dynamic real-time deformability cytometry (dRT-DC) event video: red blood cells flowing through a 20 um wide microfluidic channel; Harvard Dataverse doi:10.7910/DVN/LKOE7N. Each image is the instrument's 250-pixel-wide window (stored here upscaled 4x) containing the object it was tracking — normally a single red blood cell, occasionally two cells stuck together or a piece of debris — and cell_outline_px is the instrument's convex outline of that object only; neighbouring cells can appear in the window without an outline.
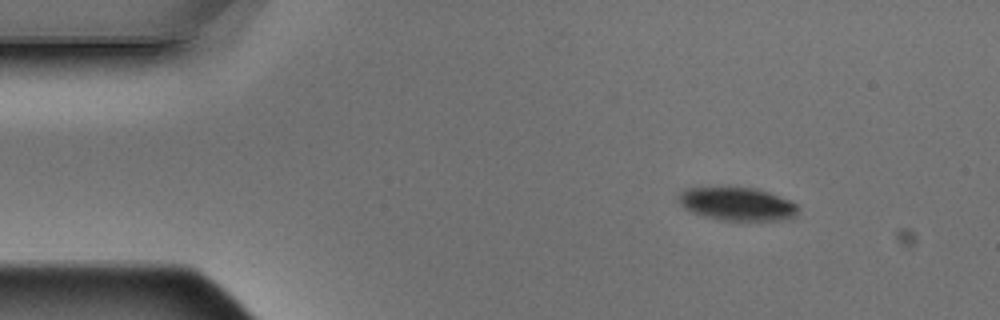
{"species": "Egyptian fruit bat (a non-hibernating species)", "species_latin": "Rousettus aegyptiacus", "temperature_condition": "warm", "stored_images_in_passage": 3, "camera_frame_rate_fps": 3000, "um_per_image_px": 0.085, "animal": {"sex": "male"}, "frame": {"image": 1, "passage_image": 1, "time_ms": 0.0, "image_size_px": [1000, 320], "cell_outline_px": [[800, 208], [796, 216], [780, 220], [720, 220], [704, 216], [692, 212], [684, 208], [676, 200], [676, 196], [684, 188], [756, 188], [792, 200]], "centroid_in_image_um": [62.65, 17.34], "position_along_channel_um": 22.3, "area_um2": 23.24}}